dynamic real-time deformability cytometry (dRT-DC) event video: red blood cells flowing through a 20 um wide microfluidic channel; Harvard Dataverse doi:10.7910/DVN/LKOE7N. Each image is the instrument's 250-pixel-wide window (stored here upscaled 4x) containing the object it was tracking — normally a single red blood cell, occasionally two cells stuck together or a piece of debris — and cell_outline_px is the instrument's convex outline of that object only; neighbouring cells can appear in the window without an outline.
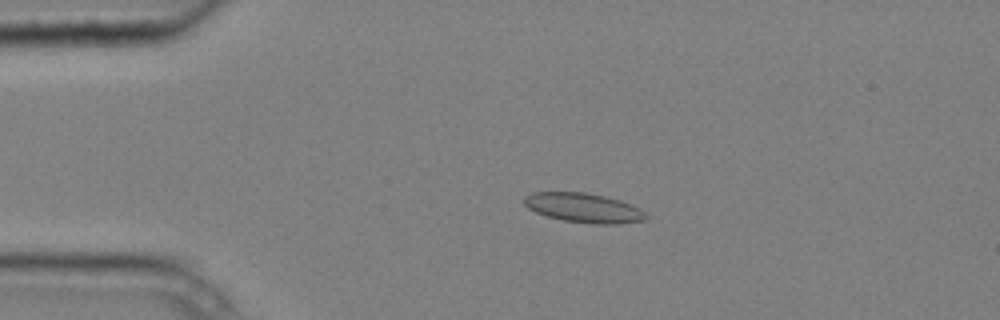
{"species": "common noctule bat (a hibernating species)", "species_latin": "Nyctalus noctula", "temperature_condition": "cold", "stored_images_in_passage": 2, "camera_frame_rate_fps": 3000, "um_per_image_px": 0.085, "animal": {"sex": "male", "body_mass_g": 20.4}, "frame": {"image": 1, "passage_image": 1, "time_ms": 0.0, "image_size_px": [1000, 320], "cell_outline_px": [[648, 216], [644, 220], [620, 224], [592, 224], [564, 220], [548, 216], [536, 212], [528, 208], [524, 204], [524, 196], [532, 192], [584, 192], [604, 196], [620, 200], [640, 208]], "centroid_in_image_um": [49.61, 17.66], "position_along_channel_um": 35.4, "area_um2": 20.87}}